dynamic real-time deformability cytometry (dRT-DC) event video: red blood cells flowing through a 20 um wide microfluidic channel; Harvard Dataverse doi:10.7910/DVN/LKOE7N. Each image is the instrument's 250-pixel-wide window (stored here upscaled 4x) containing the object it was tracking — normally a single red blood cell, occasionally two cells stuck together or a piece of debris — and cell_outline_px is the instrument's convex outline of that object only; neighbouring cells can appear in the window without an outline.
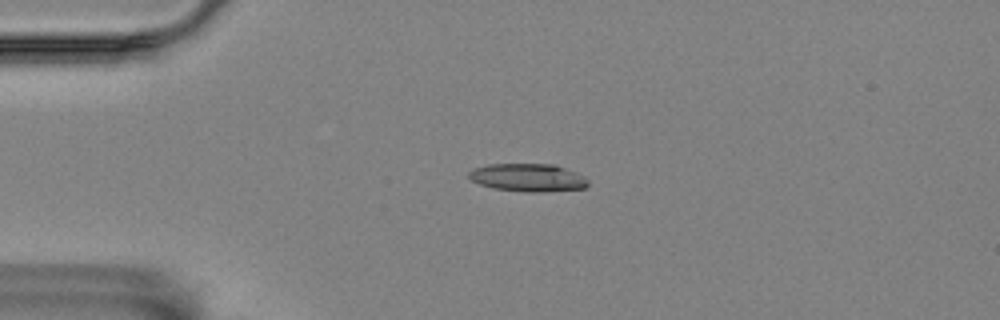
{"species": "Egyptian fruit bat (a non-hibernating species)", "species_latin": "Rousettus aegyptiacus", "temperature_condition": "room temperature", "stored_images_in_passage": 44, "camera_frame_rate_fps": 3000, "um_per_image_px": 0.085, "animal": {"sex": "female"}, "frame": {"image": 1, "passage_image": 1, "time_ms": 0.0, "image_size_px": [1000, 320], "cell_outline_px": [[588, 184], [584, 188], [544, 192], [524, 192], [492, 188], [480, 184], [472, 180], [468, 176], [468, 172], [472, 168], [488, 164], [556, 164], [576, 172], [584, 176], [588, 180]], "centroid_in_image_um": [44.87, 15.09], "position_along_channel_um": 40.1, "area_um2": 19.59}}
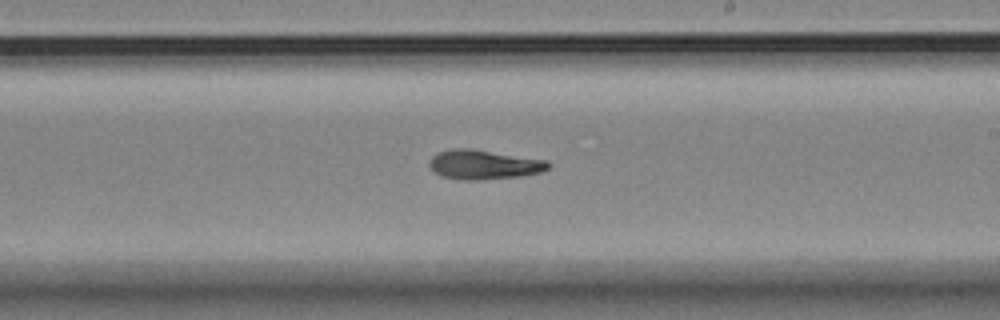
{"frame": {"image": 2, "passage_image": 21, "time_ms": 6.667, "image_size_px": [1000, 320], "cell_outline_px": [[552, 164], [548, 168], [540, 172], [520, 176], [476, 180], [460, 180], [440, 176], [428, 164], [432, 156], [436, 152], [452, 148], [468, 148], [548, 160]], "centroid_in_image_um": [41.11, 13.98], "position_along_channel_um": 247.9, "area_um2": 20.4}}
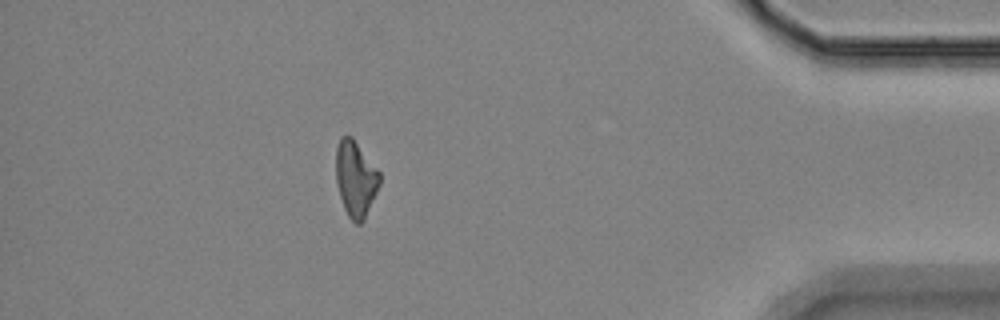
{"frame": {"image": 3, "passage_image": 38, "time_ms": 12.333, "image_size_px": [1000, 320], "cell_outline_px": [[380, 184], [364, 220], [360, 224], [356, 224], [348, 216], [344, 208], [336, 184], [336, 148], [340, 136], [352, 136], [380, 172]], "centroid_in_image_um": [30.22, 15.18], "position_along_channel_um": 405.0, "area_um2": 19.36}, "authors_computed_cell_mechanics": {"area_um2": 19.5075, "velocity_mm_per_s": 3.526, "shape_relaxation_time_tau1_ms": 4.4512, "shape_relaxation_time_tau2_ms": 3.1586, "deformation_change_tau1": 0.1312, "deformation_change_tau2": 0.0971}}